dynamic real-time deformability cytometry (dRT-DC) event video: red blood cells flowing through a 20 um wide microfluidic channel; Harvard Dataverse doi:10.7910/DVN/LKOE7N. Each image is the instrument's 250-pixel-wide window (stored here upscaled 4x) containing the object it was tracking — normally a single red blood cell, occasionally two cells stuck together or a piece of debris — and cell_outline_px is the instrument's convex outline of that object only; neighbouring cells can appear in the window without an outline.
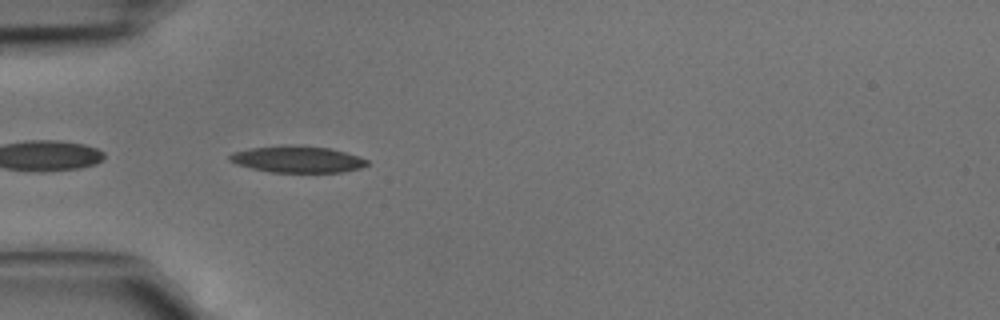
{"species": "common noctule bat (a hibernating species)", "species_latin": "Nyctalus noctula", "temperature_condition": "cold", "stored_images_in_passage": 24, "camera_frame_rate_fps": 3000, "um_per_image_px": 0.085, "animal": {"sex": "male", "body_mass_g": 15.6}, "frame": {"image": 1, "passage_image": 10, "time_ms": 3.0, "image_size_px": [1000, 320], "cell_outline_px": [[368, 164], [360, 168], [344, 172], [268, 172], [236, 164], [228, 160], [228, 156], [232, 152], [252, 148], [292, 144], [328, 148], [344, 152], [368, 160]], "centroid_in_image_um": [25.24, 13.54], "position_along_channel_um": 59.8, "area_um2": 21.21}}